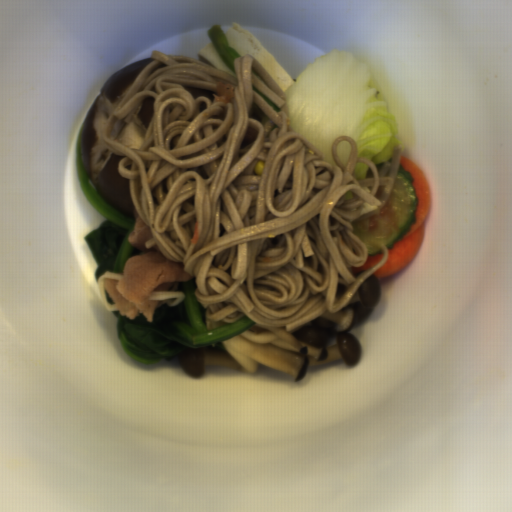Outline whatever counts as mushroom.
<instances>
[{"mask_svg":"<svg viewBox=\"0 0 512 512\" xmlns=\"http://www.w3.org/2000/svg\"><path fill=\"white\" fill-rule=\"evenodd\" d=\"M152 61L151 57L133 61L112 74L95 98L81 128L83 170L103 201L121 213L132 214L136 211L130 196V179L117 171L118 162L128 156H119L103 148L102 129L124 93Z\"/></svg>","mask_w":512,"mask_h":512,"instance_id":"obj_1","label":"mushroom"},{"mask_svg":"<svg viewBox=\"0 0 512 512\" xmlns=\"http://www.w3.org/2000/svg\"><path fill=\"white\" fill-rule=\"evenodd\" d=\"M154 102H155V99L153 97L147 96L140 102V104L136 110V115H137L139 121L145 127H149V125H150V122H151V119L153 116Z\"/></svg>","mask_w":512,"mask_h":512,"instance_id":"obj_2","label":"mushroom"}]
</instances>
